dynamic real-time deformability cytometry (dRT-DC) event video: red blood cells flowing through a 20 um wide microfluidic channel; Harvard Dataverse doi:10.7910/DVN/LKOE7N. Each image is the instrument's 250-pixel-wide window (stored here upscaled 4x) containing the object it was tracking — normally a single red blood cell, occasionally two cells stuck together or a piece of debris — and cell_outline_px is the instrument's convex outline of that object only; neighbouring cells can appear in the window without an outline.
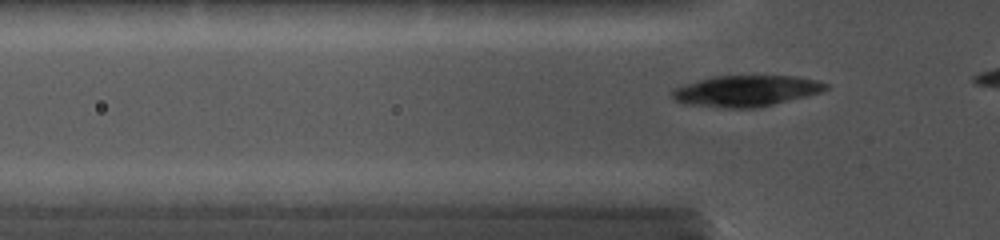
{"species": "common noctule bat (a hibernating species)", "species_latin": "Nyctalus noctula", "temperature_condition": "cold", "stored_images_in_passage": 56, "camera_frame_rate_fps": 5000, "um_per_image_px": 0.085, "animal": {"sex": "female", "body_mass_g": 19.0, "forearm_length_mm": 56.7}, "frame": {"image": 1, "passage_image": 8, "time_ms": 1.4, "image_size_px": [1000, 240], "cell_outline_px": [[828, 88], [820, 92], [756, 108], [724, 108], [684, 104], [676, 100], [672, 96], [672, 92], [676, 88], [684, 84], [712, 76], [796, 76], [816, 80], [828, 84]], "centroid_in_image_um": [63.39, 7.72], "position_along_channel_um": 62.4, "area_um2": 27.51}}
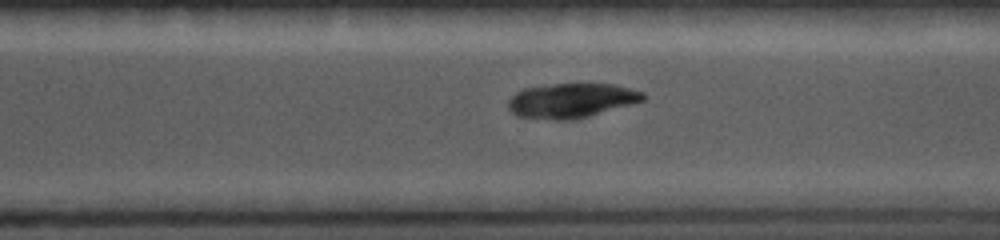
{"frame": {"image": 2, "passage_image": 40, "time_ms": 7.8, "image_size_px": [1000, 240], "cell_outline_px": [[648, 96], [644, 100], [588, 116], [572, 120], [556, 120], [516, 116], [508, 108], [508, 100], [516, 92], [524, 88], [552, 84], [612, 84], [644, 92]], "centroid_in_image_um": [48.54, 8.54], "position_along_channel_um": 322.1, "area_um2": 26.99}}
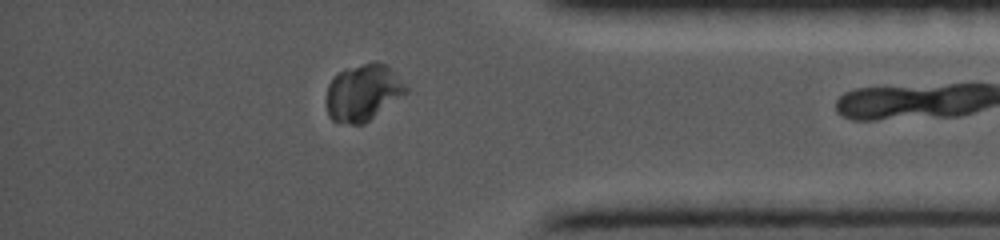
{"frame": {"image": 3, "passage_image": 51, "time_ms": 10.0, "image_size_px": [1000, 240], "cell_outline_px": [[408, 92], [364, 124], [340, 124], [332, 120], [328, 116], [324, 100], [328, 84], [344, 68], [376, 60], [384, 64], [408, 88]], "centroid_in_image_um": [30.79, 7.89], "position_along_channel_um": 404.4, "area_um2": 26.41}}